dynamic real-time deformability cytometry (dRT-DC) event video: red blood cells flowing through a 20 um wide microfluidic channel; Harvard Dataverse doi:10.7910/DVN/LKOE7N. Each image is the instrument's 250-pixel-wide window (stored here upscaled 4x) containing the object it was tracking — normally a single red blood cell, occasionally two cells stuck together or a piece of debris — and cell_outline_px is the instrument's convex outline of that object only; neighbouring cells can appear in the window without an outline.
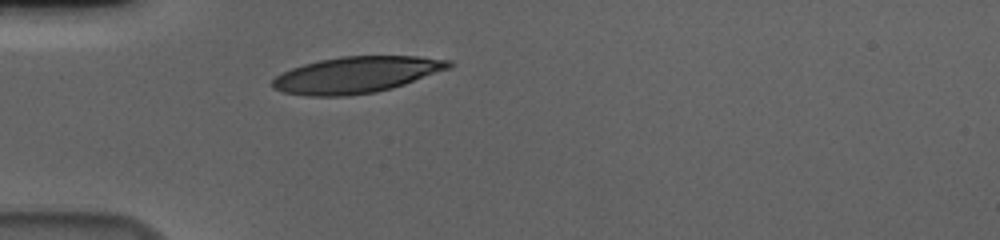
{"species": "human", "species_latin": "Homo sapiens", "temperature_condition": "cold", "stored_images_in_passage": 32, "camera_frame_rate_fps": 3000, "um_per_image_px": 0.085, "donor": {"sex": "male"}, "frame": {"image": 1, "passage_image": 1, "time_ms": 0.0, "image_size_px": [1000, 240], "cell_outline_px": [[456, 64], [452, 68], [392, 88], [376, 92], [348, 96], [308, 96], [284, 92], [272, 88], [272, 80], [280, 72], [304, 64], [320, 60], [340, 56], [416, 56], [452, 60]], "centroid_in_image_um": [30.32, 6.35], "position_along_channel_um": 54.7, "area_um2": 37.63}}
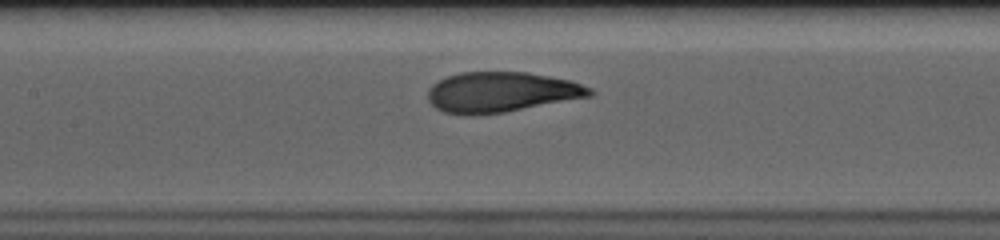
{"frame": {"image": 2, "passage_image": 11, "time_ms": 3.333, "image_size_px": [1000, 240], "cell_outline_px": [[596, 92], [592, 96], [504, 112], [444, 112], [436, 108], [428, 100], [428, 88], [432, 84], [448, 76], [460, 72], [528, 72], [568, 80], [592, 88]], "centroid_in_image_um": [42.65, 7.79], "position_along_channel_um": 164.7, "area_um2": 37.11}}
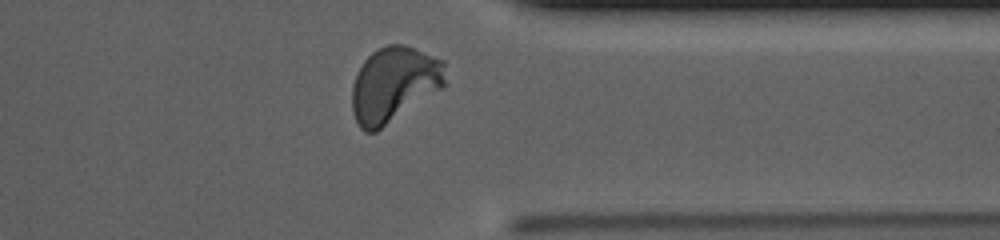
{"frame": {"image": 3, "passage_image": 29, "time_ms": 9.333, "image_size_px": [1000, 240], "cell_outline_px": [[448, 84], [444, 88], [376, 132], [364, 132], [360, 128], [352, 112], [352, 88], [356, 76], [364, 60], [372, 52], [388, 44], [404, 44], [416, 48], [444, 60]], "centroid_in_image_um": [33.54, 7.18], "position_along_channel_um": 377.9, "area_um2": 41.5}, "authors_computed_cell_mechanics": {"area_um2": 38.4948, "velocity_mm_per_s": 3.6132, "shape_relaxation_time_tau1_ms": 3.5547, "shape_relaxation_time_tau2_ms": null, "deformation_change_tau1": 0.182, "deformation_change_tau2": null}}